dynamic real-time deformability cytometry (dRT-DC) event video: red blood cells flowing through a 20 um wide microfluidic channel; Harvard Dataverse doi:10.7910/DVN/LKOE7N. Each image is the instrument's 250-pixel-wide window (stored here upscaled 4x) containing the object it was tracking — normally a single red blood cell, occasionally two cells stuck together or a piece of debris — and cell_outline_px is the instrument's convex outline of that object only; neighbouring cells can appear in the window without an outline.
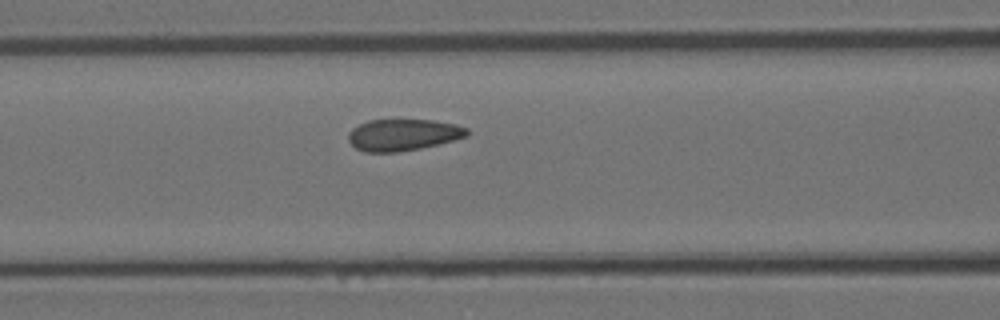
{"species": "Egyptian fruit bat (a non-hibernating species)", "species_latin": "Rousettus aegyptiacus", "temperature_condition": "room temperature", "stored_images_in_passage": 19, "camera_frame_rate_fps": 3000, "um_per_image_px": 0.085, "animal": {"sex": "female"}, "frame": {"image": 1, "passage_image": 14, "time_ms": 4.333, "image_size_px": [1000, 320], "cell_outline_px": [[468, 136], [420, 148], [400, 152], [364, 152], [356, 148], [348, 140], [348, 132], [352, 128], [368, 120], [432, 120], [456, 124], [468, 128]], "centroid_in_image_um": [34.24, 11.46], "position_along_channel_um": 132.4, "area_um2": 21.79}}